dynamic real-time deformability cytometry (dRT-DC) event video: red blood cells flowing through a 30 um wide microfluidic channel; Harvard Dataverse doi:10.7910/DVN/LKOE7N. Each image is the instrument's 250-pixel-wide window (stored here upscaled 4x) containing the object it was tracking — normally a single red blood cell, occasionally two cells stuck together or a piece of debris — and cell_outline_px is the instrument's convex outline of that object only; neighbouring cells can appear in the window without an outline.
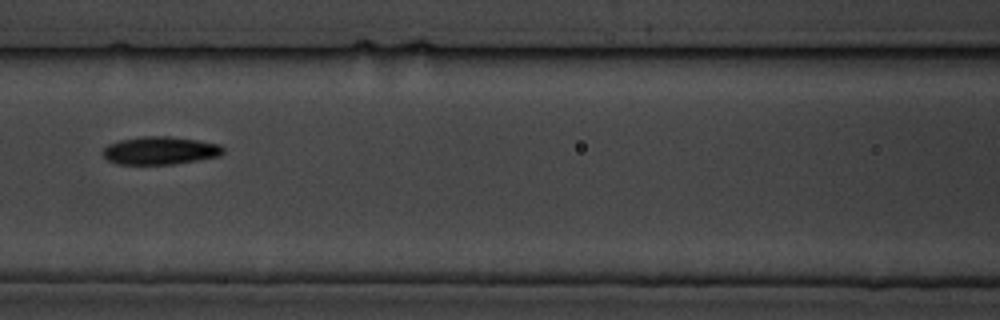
{"species": "common noctule bat (a hibernating species)", "species_latin": "Nyctalus noctula", "temperature_condition": "cold", "stored_images_in_passage": 16, "camera_frame_rate_fps": 3000, "um_per_image_px": 0.085, "animal": {"sex": "male", "body_mass_g": 19.5, "forearm_length_mm": 54.6}, "frame": {"image": 1, "passage_image": 7, "time_ms": 7.667, "image_size_px": [1000, 320], "cell_outline_px": [[224, 152], [220, 156], [172, 164], [116, 164], [108, 160], [104, 156], [104, 148], [108, 144], [120, 140], [140, 136], [168, 136], [196, 140], [220, 144], [224, 148]], "centroid_in_image_um": [13.61, 12.79], "position_along_channel_um": 153.0, "area_um2": 19.48}}
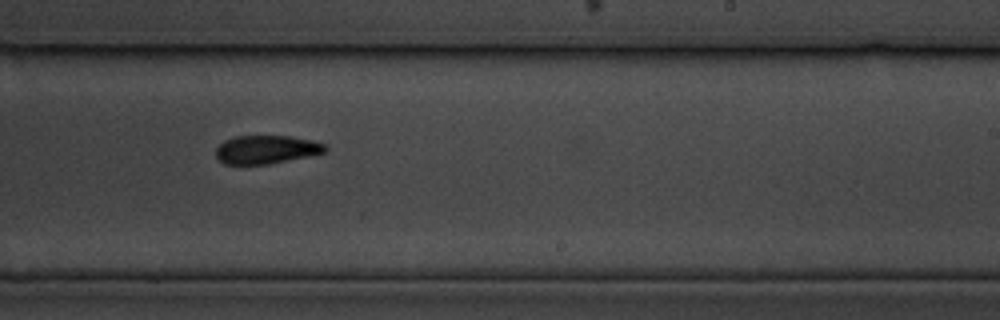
{"frame": {"image": 2, "passage_image": 10, "time_ms": 11.0, "image_size_px": [1000, 320], "cell_outline_px": [[328, 148], [324, 152], [308, 156], [268, 164], [224, 164], [216, 156], [216, 148], [224, 140], [236, 136], [292, 136], [312, 140], [324, 144]], "centroid_in_image_um": [22.62, 12.7], "position_along_channel_um": 266.4, "area_um2": 17.98}}
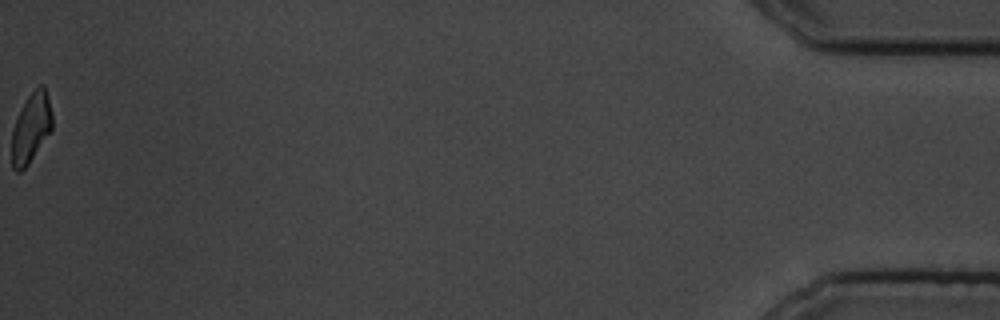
{"frame": {"image": 3, "passage_image": 16, "time_ms": 18.667, "image_size_px": [1000, 320], "cell_outline_px": [[52, 128], [28, 164], [20, 172], [16, 172], [12, 168], [12, 128], [20, 108], [28, 96], [40, 84], [44, 84], [52, 112]], "centroid_in_image_um": [2.62, 10.85], "position_along_channel_um": 432.6, "area_um2": 16.3}, "authors_computed_cell_mechanics": {"area_um2": 18.4093, "velocity_mm_per_s": 3.4031, "shape_relaxation_time_tau1_ms": 8.8667, "shape_relaxation_time_tau2_ms": 3.463, "deformation_change_tau1": 0.1735, "deformation_change_tau2": 0.0935}}